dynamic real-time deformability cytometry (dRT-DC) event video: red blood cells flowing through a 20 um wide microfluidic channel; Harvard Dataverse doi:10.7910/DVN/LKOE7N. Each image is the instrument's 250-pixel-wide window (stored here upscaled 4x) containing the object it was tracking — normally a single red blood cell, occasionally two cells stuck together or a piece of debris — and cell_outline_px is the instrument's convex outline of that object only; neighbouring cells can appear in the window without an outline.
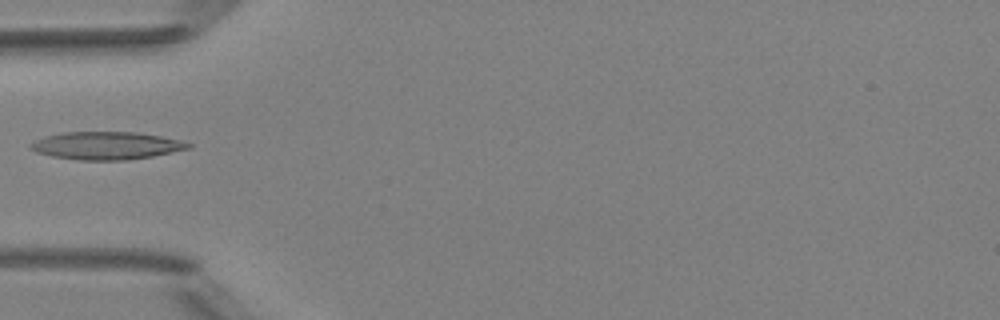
{"species": "Egyptian fruit bat (a non-hibernating species)", "species_latin": "Rousettus aegyptiacus", "temperature_condition": "room temperature", "stored_images_in_passage": 8, "camera_frame_rate_fps": 3000, "um_per_image_px": 0.085, "animal": {"sex": "female"}, "frame": {"image": 1, "passage_image": 6, "time_ms": 6.0, "image_size_px": [1000, 320], "cell_outline_px": [[192, 148], [152, 156], [124, 160], [80, 160], [52, 156], [36, 152], [28, 148], [28, 144], [44, 136], [60, 132], [136, 132], [160, 136], [180, 140], [192, 144]], "centroid_in_image_um": [9.01, 12.37], "position_along_channel_um": 76.0, "area_um2": 25.55}}
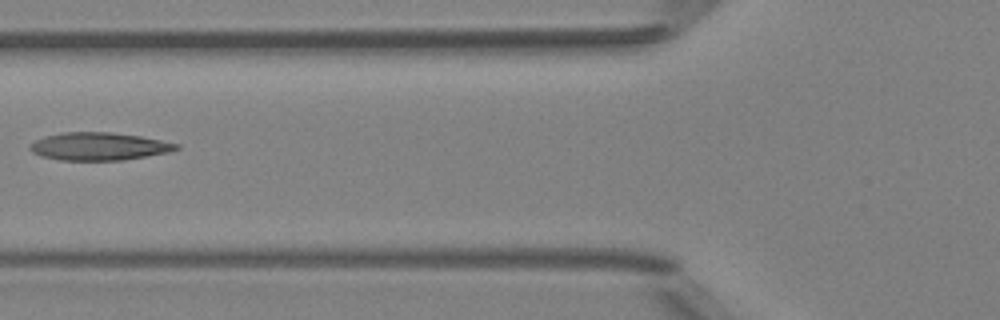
{"frame": {"image": 2, "passage_image": 7, "time_ms": 7.0, "image_size_px": [1000, 320], "cell_outline_px": [[180, 148], [168, 152], [124, 160], [60, 160], [40, 156], [32, 152], [28, 148], [28, 144], [44, 136], [60, 132], [112, 132], [140, 136], [180, 144]], "centroid_in_image_um": [8.36, 12.44], "position_along_channel_um": 117.4, "area_um2": 23.81}}
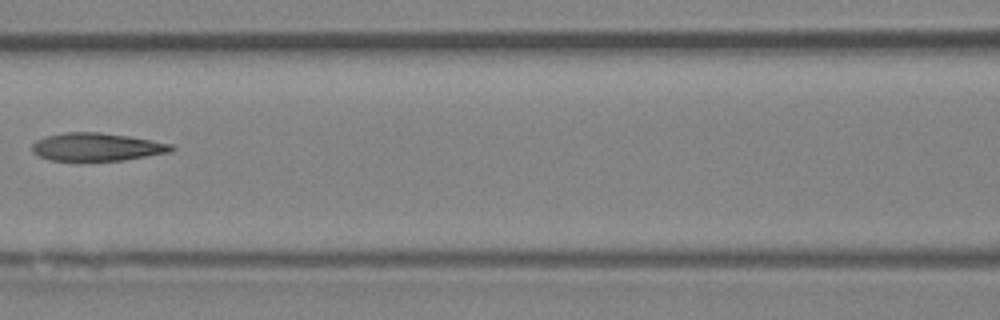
{"frame": {"image": 3, "passage_image": 8, "time_ms": 8.0, "image_size_px": [1000, 320], "cell_outline_px": [[176, 148], [172, 152], [124, 160], [48, 160], [32, 152], [32, 144], [36, 140], [44, 136], [64, 132], [100, 132], [128, 136], [152, 140], [172, 144]], "centroid_in_image_um": [8.24, 12.48], "position_along_channel_um": 158.4, "area_um2": 22.77}}